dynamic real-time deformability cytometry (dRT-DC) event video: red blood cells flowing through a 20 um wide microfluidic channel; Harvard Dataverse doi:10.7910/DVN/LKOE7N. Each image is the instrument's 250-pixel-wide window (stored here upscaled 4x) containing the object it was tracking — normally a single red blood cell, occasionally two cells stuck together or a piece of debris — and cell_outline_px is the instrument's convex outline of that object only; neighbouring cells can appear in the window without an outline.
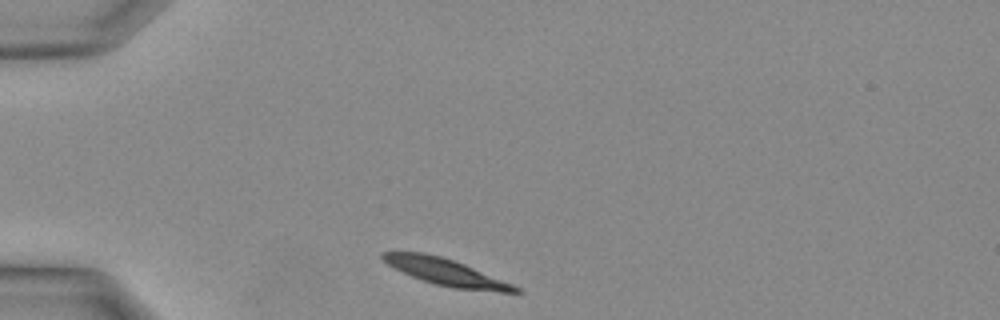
{"species": "Egyptian fruit bat (a non-hibernating species)", "species_latin": "Rousettus aegyptiacus", "temperature_condition": "warm", "stored_images_in_passage": 22, "camera_frame_rate_fps": 3000, "um_per_image_px": 0.085, "animal": {"sex": "female"}, "frame": {"image": 1, "passage_image": 1, "time_ms": 0.0, "image_size_px": [1000, 320], "cell_outline_px": [[524, 292], [500, 292], [452, 288], [436, 284], [412, 276], [388, 264], [380, 256], [380, 252], [424, 252], [440, 256], [464, 264], [512, 284], [520, 288]], "centroid_in_image_um": [37.92, 23.13], "position_along_channel_um": 47.1, "area_um2": 20.17}}
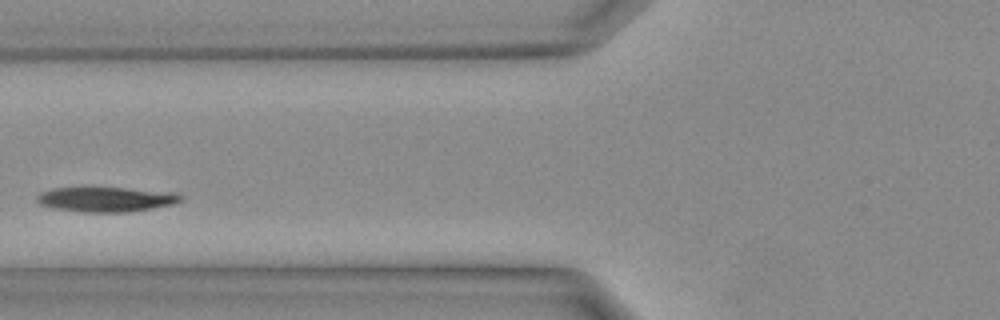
{"frame": {"image": 2, "passage_image": 6, "time_ms": 1.667, "image_size_px": [1000, 320], "cell_outline_px": [[184, 196], [180, 200], [172, 204], [152, 208], [128, 212], [84, 212], [52, 208], [40, 204], [36, 200], [36, 196], [40, 192], [52, 188], [124, 188], [172, 192]], "centroid_in_image_um": [8.97, 16.94], "position_along_channel_um": 116.8, "area_um2": 20.63}}
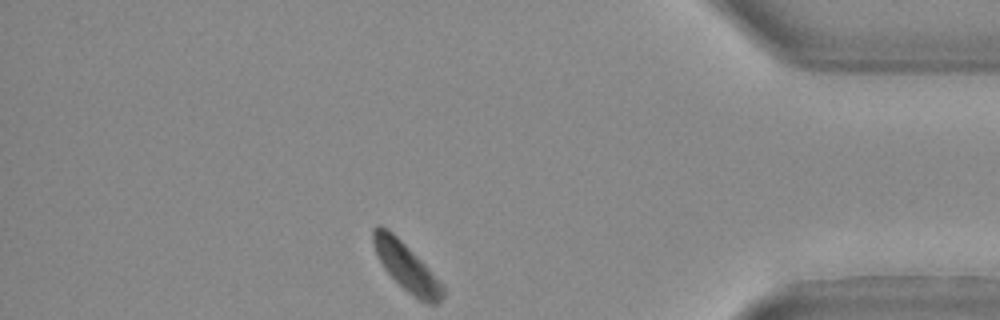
{"frame": {"image": 3, "passage_image": 22, "time_ms": 7.0, "image_size_px": [1000, 320], "cell_outline_px": [[444, 296], [436, 304], [428, 304], [412, 296], [384, 268], [376, 252], [372, 240], [372, 228], [376, 224], [380, 224], [392, 232], [428, 268], [444, 288]], "centroid_in_image_um": [34.52, 22.67], "position_along_channel_um": 400.7, "area_um2": 18.84}}